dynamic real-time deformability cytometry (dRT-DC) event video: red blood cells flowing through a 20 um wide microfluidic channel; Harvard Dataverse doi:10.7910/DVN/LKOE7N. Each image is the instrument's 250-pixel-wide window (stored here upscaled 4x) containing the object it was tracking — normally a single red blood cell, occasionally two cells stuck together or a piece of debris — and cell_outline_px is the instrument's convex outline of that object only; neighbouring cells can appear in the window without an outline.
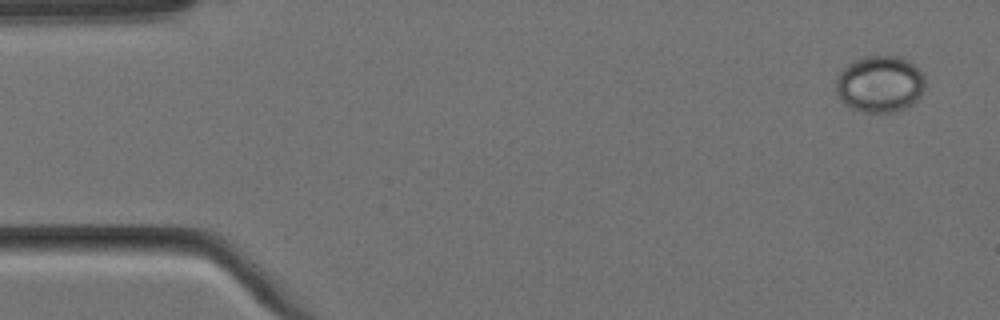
{"species": "Egyptian fruit bat (a non-hibernating species)", "species_latin": "Rousettus aegyptiacus", "temperature_condition": "cold", "stored_images_in_passage": 6, "camera_frame_rate_fps": 3000, "um_per_image_px": 0.085, "animal": {"sex": "female"}, "frame": {"image": 1, "passage_image": 1, "time_ms": 0.0, "image_size_px": [1000, 320], "cell_outline_px": [[924, 88], [920, 96], [912, 104], [904, 108], [892, 112], [864, 112], [852, 108], [844, 104], [836, 92], [836, 80], [840, 72], [848, 64], [856, 60], [868, 56], [900, 56], [908, 60], [924, 76]], "centroid_in_image_um": [74.78, 7.15], "position_along_channel_um": 10.2, "area_um2": 29.19}}